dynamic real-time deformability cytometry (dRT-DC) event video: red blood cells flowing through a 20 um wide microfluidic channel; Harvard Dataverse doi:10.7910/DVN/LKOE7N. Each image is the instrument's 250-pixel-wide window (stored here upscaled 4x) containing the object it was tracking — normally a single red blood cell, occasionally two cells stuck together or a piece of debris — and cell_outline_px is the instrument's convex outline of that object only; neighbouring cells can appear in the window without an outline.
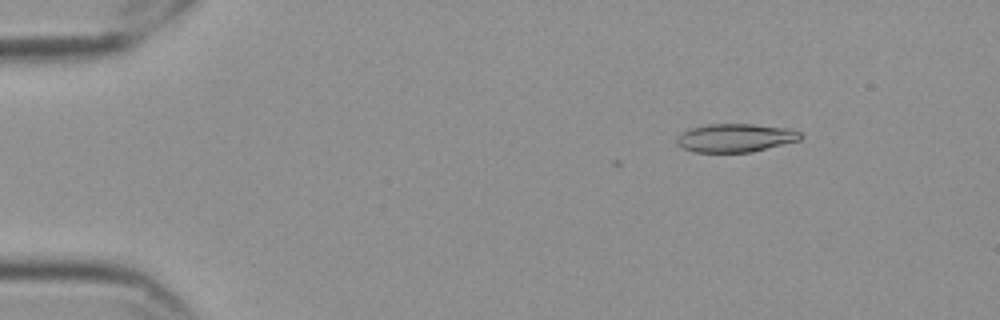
{"species": "Egyptian fruit bat (a non-hibernating species)", "species_latin": "Rousettus aegyptiacus", "temperature_condition": "cold", "stored_images_in_passage": 44, "camera_frame_rate_fps": 3000, "um_per_image_px": 0.085, "frame": {"image": 1, "passage_image": 1, "time_ms": 0.0, "image_size_px": [1000, 320], "cell_outline_px": [[804, 136], [800, 140], [752, 152], [696, 152], [684, 148], [676, 144], [676, 140], [684, 132], [692, 128], [708, 124], [752, 124], [788, 128], [800, 132]], "centroid_in_image_um": [62.56, 11.72], "position_along_channel_um": 22.4, "area_um2": 20.29}}
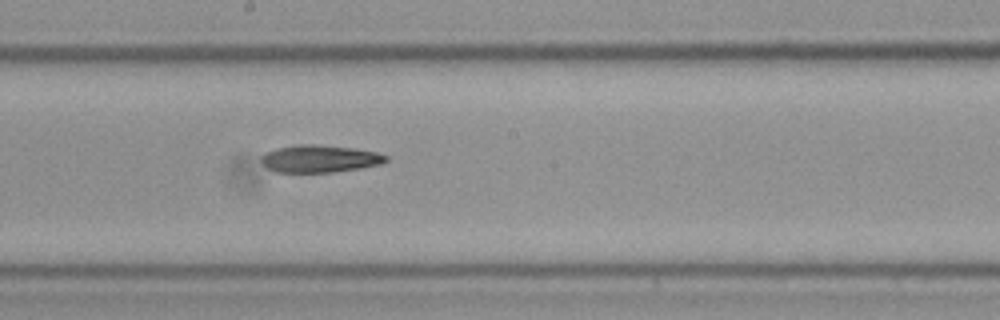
{"frame": {"image": 2, "passage_image": 25, "time_ms": 8.0, "image_size_px": [1000, 320], "cell_outline_px": [[388, 160], [380, 164], [360, 168], [332, 172], [276, 172], [268, 168], [260, 160], [260, 156], [264, 152], [276, 148], [296, 144], [316, 144], [352, 148], [376, 152], [388, 156]], "centroid_in_image_um": [27.13, 13.48], "position_along_channel_um": 221.1, "area_um2": 19.94}}
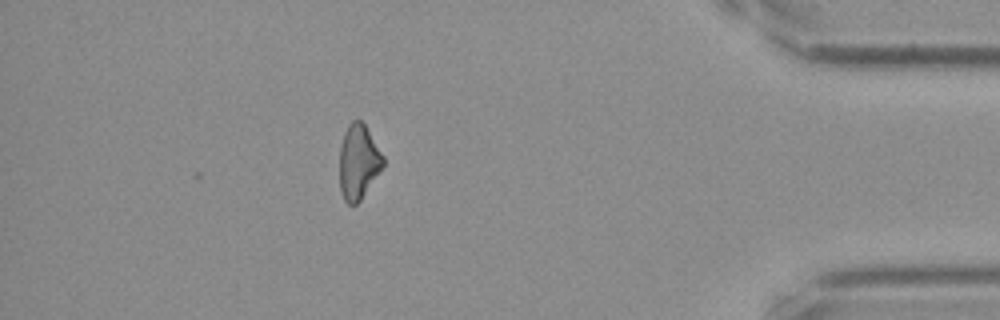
{"frame": {"image": 3, "passage_image": 44, "time_ms": 14.333, "image_size_px": [1000, 320], "cell_outline_px": [[384, 164], [360, 200], [356, 204], [348, 204], [344, 200], [340, 192], [340, 148], [344, 132], [348, 124], [352, 120], [360, 120], [364, 124], [384, 156]], "centroid_in_image_um": [30.45, 13.75], "position_along_channel_um": 404.8, "area_um2": 18.73}, "authors_computed_cell_mechanics": {"area_um2": 20.6635, "velocity_mm_per_s": 3.5552, "shape_relaxation_time_tau1_ms": 5.6359, "shape_relaxation_time_tau2_ms": null, "deformation_change_tau1": 0.1437, "deformation_change_tau2": null}}